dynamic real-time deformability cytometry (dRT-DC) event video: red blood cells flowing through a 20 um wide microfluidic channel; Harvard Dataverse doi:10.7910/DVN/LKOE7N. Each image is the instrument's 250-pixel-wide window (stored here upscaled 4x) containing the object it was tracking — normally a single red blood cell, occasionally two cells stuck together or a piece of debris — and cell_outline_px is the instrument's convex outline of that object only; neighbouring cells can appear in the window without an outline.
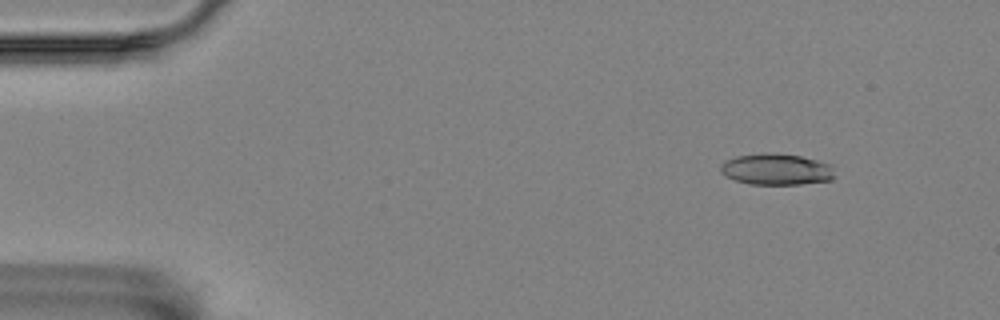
{"species": "Egyptian fruit bat (a non-hibernating species)", "species_latin": "Rousettus aegyptiacus", "temperature_condition": "room temperature", "stored_images_in_passage": 54, "camera_frame_rate_fps": 3000, "um_per_image_px": 0.085, "animal": {"sex": "female"}, "frame": {"image": 1, "passage_image": 4, "time_ms": 1.0, "image_size_px": [1000, 320], "cell_outline_px": [[836, 176], [832, 180], [800, 184], [748, 184], [736, 180], [720, 172], [720, 164], [736, 156], [764, 152], [768, 152], [800, 156], [832, 164]], "centroid_in_image_um": [66.03, 14.39], "position_along_channel_um": 19.0, "area_um2": 20.92}}
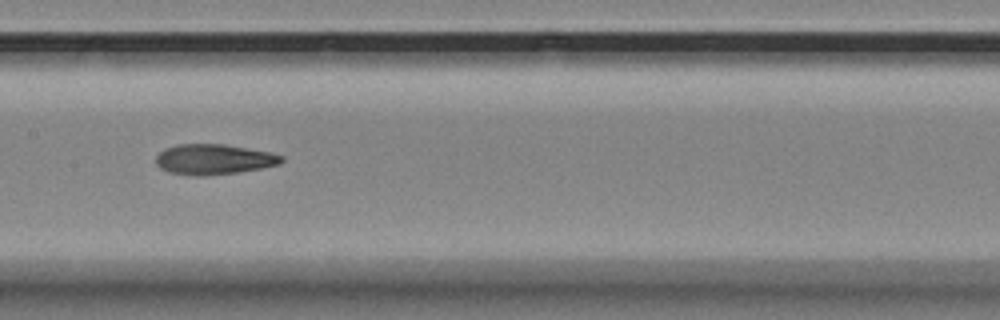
{"frame": {"image": 2, "passage_image": 26, "time_ms": 8.333, "image_size_px": [1000, 320], "cell_outline_px": [[284, 160], [280, 164], [260, 168], [236, 172], [204, 176], [192, 176], [168, 172], [160, 168], [156, 164], [156, 156], [164, 148], [176, 144], [224, 144], [268, 152], [284, 156]], "centroid_in_image_um": [18.13, 13.54], "position_along_channel_um": 189.3, "area_um2": 22.2}}
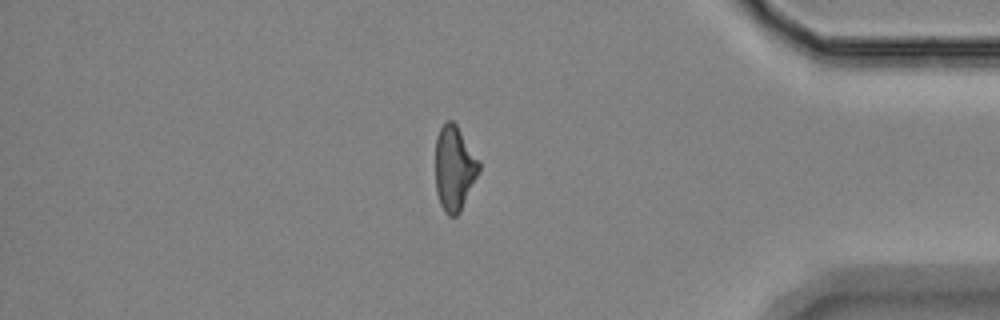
{"frame": {"image": 3, "passage_image": 46, "time_ms": 15.0, "image_size_px": [1000, 320], "cell_outline_px": [[480, 172], [460, 212], [456, 216], [448, 216], [444, 212], [440, 204], [436, 192], [436, 136], [444, 120], [452, 120], [456, 124], [480, 160]], "centroid_in_image_um": [38.63, 14.29], "position_along_channel_um": 396.6, "area_um2": 21.85}, "authors_computed_cell_mechanics": {"area_um2": 21.8195, "velocity_mm_per_s": 3.5355, "shape_relaxation_time_tau1_ms": 8.8925, "shape_relaxation_time_tau2_ms": 3.0972, "deformation_change_tau1": 0.2362, "deformation_change_tau2": 0.1243}}